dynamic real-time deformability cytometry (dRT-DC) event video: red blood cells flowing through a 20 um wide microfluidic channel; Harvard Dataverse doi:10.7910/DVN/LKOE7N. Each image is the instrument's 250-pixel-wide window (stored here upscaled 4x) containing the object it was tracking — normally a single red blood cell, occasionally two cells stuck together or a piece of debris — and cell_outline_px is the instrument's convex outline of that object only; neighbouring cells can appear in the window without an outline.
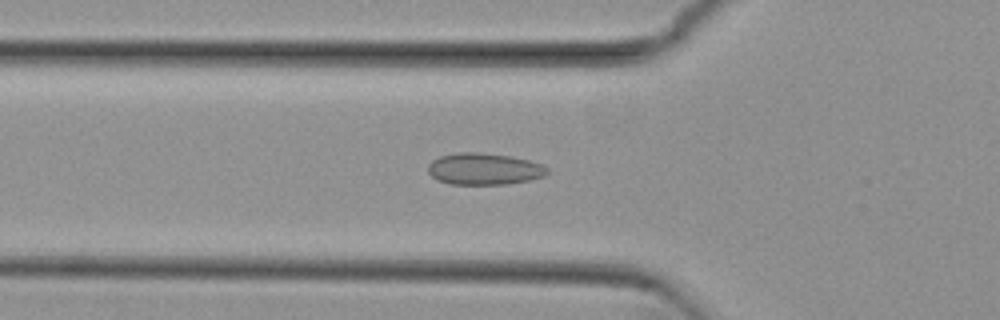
{"species": "common noctule bat (a hibernating species)", "species_latin": "Nyctalus noctula", "temperature_condition": "cold", "stored_images_in_passage": 45, "camera_frame_rate_fps": 3000, "um_per_image_px": 0.085, "animal": {"sex": "female", "body_mass_g": 29.2, "forearm_length_mm": 56.3}, "frame": {"image": 1, "passage_image": 10, "time_ms": 3.0, "image_size_px": [1000, 320], "cell_outline_px": [[548, 172], [544, 176], [528, 180], [508, 184], [448, 184], [436, 180], [428, 172], [428, 164], [432, 160], [440, 156], [460, 152], [480, 152], [512, 156], [528, 160], [540, 164], [548, 168]], "centroid_in_image_um": [41.12, 14.36], "position_along_channel_um": 84.7, "area_um2": 22.08}}
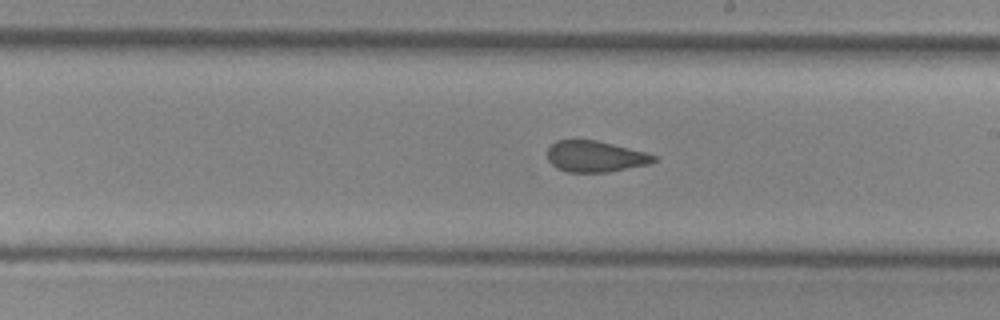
{"frame": {"image": 2, "passage_image": 22, "time_ms": 7.0, "image_size_px": [1000, 320], "cell_outline_px": [[656, 160], [648, 164], [608, 172], [568, 172], [556, 168], [548, 160], [548, 148], [556, 140], [596, 140], [648, 152], [656, 156]], "centroid_in_image_um": [50.6, 13.29], "position_along_channel_um": 238.4, "area_um2": 19.31}}
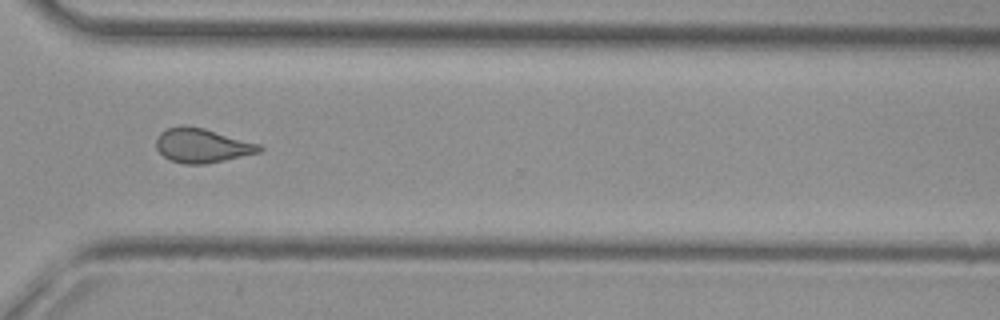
{"frame": {"image": 3, "passage_image": 31, "time_ms": 10.0, "image_size_px": [1000, 320], "cell_outline_px": [[264, 148], [260, 152], [224, 160], [204, 164], [184, 164], [172, 160], [164, 156], [156, 148], [156, 140], [160, 132], [168, 128], [180, 124], [184, 124], [204, 128], [260, 144]], "centroid_in_image_um": [17.16, 12.35], "position_along_channel_um": 353.4, "area_um2": 20.58}, "authors_computed_cell_mechanics": {"area_um2": 20.519, "velocity_mm_per_s": 3.8319, "shape_relaxation_time_tau1_ms": null, "shape_relaxation_time_tau2_ms": 1.567, "deformation_change_tau1": null, "deformation_change_tau2": 0.0863}}